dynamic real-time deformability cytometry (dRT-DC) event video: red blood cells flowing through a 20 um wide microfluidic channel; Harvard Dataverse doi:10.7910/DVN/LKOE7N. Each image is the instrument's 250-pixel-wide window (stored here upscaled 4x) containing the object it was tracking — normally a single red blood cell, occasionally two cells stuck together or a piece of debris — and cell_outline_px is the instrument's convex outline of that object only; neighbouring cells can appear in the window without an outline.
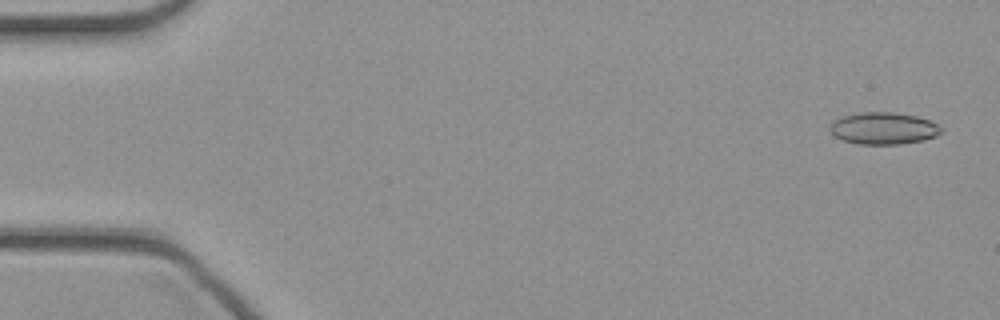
{"species": "common noctule bat (a hibernating species)", "species_latin": "Nyctalus noctula", "temperature_condition": "cold", "stored_images_in_passage": 46, "camera_frame_rate_fps": 3000, "um_per_image_px": 0.085, "animal": {"sex": "female", "body_mass_g": 21.9}, "frame": {"image": 1, "passage_image": 2, "time_ms": 0.333, "image_size_px": [1000, 320], "cell_outline_px": [[940, 132], [936, 136], [924, 140], [900, 144], [860, 144], [844, 140], [832, 136], [828, 128], [832, 120], [844, 116], [860, 112], [892, 112], [916, 116], [928, 120], [936, 124], [940, 128]], "centroid_in_image_um": [75.03, 10.91], "position_along_channel_um": 10.0, "area_um2": 20.69}}
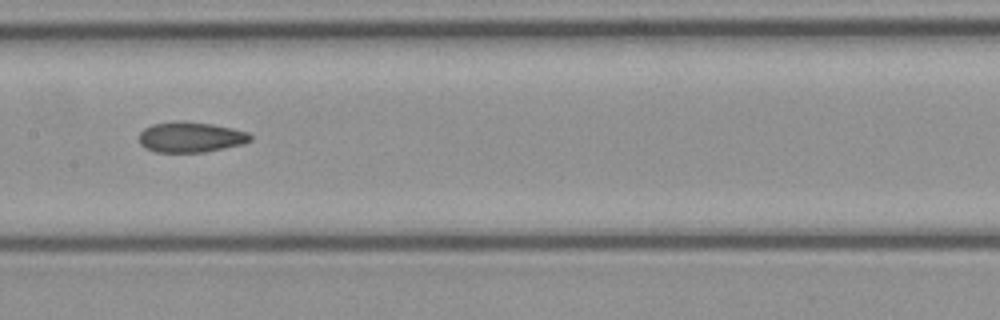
{"frame": {"image": 2, "passage_image": 23, "time_ms": 7.333, "image_size_px": [1000, 320], "cell_outline_px": [[252, 140], [244, 144], [204, 152], [156, 152], [144, 148], [140, 144], [140, 132], [144, 128], [152, 124], [180, 120], [184, 120], [212, 124], [232, 128], [248, 132], [252, 136]], "centroid_in_image_um": [16.21, 11.65], "position_along_channel_um": 191.2, "area_um2": 19.94}}
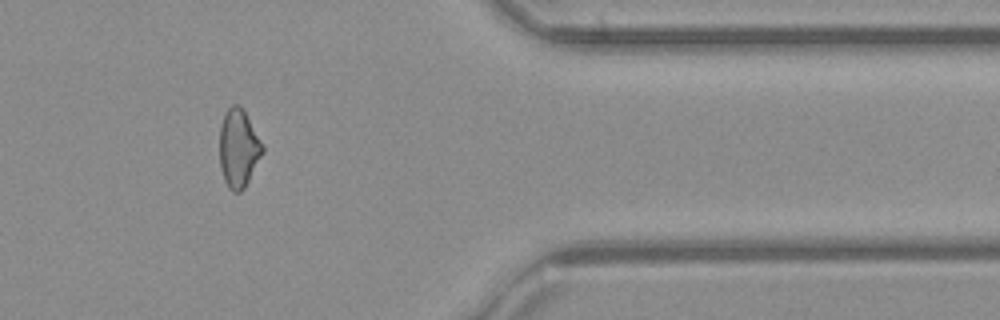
{"frame": {"image": 3, "passage_image": 38, "time_ms": 12.333, "image_size_px": [1000, 320], "cell_outline_px": [[264, 152], [244, 188], [240, 192], [232, 192], [228, 188], [224, 180], [220, 168], [220, 128], [224, 112], [232, 104], [240, 104], [244, 108], [264, 148]], "centroid_in_image_um": [20.27, 12.58], "position_along_channel_um": 391.1, "area_um2": 19.71}}